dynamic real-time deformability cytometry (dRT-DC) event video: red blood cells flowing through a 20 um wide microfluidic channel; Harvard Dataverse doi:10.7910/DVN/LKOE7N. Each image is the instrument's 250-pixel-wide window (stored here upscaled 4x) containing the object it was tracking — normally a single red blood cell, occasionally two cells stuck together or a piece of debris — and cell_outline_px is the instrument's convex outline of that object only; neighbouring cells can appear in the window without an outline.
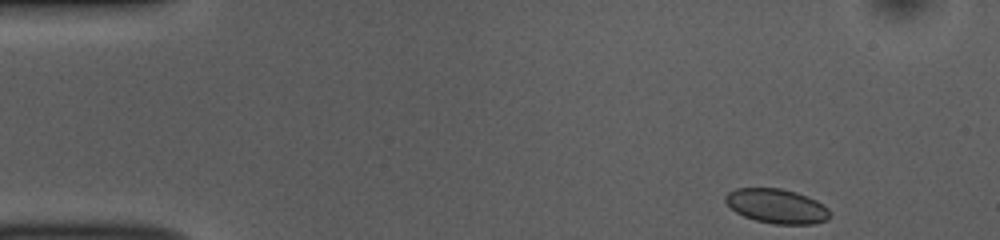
{"species": "common noctule bat (a hibernating species)", "species_latin": "Nyctalus noctula", "temperature_condition": "room temperature", "stored_images_in_passage": 47, "camera_frame_rate_fps": 3000, "um_per_image_px": 0.085, "animal": {"sex": "female", "body_mass_g": 10.0, "forearm_length_mm": 53.1}, "frame": {"image": 1, "passage_image": 1, "time_ms": 0.0, "image_size_px": [1000, 240], "cell_outline_px": [[832, 216], [828, 220], [812, 224], [772, 224], [756, 220], [744, 216], [736, 212], [724, 200], [724, 196], [728, 192], [736, 188], [780, 188], [796, 192], [808, 196], [824, 204], [828, 208]], "centroid_in_image_um": [66.05, 17.52], "position_along_channel_um": 18.9, "area_um2": 21.15}}
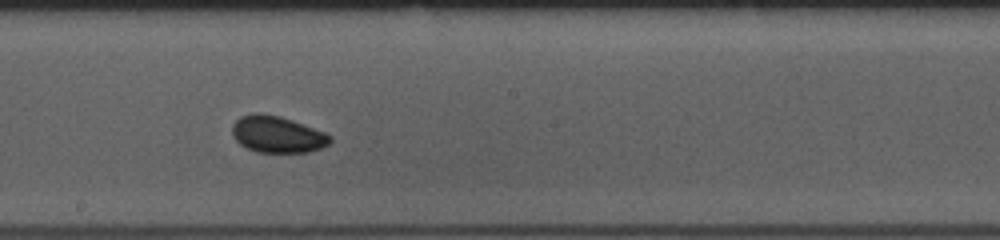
{"frame": {"image": 2, "passage_image": 24, "time_ms": 7.667, "image_size_px": [1000, 240], "cell_outline_px": [[332, 140], [328, 144], [320, 148], [308, 152], [256, 152], [240, 144], [232, 136], [232, 124], [240, 116], [252, 112], [260, 112], [280, 116], [292, 120], [324, 132], [332, 136]], "centroid_in_image_um": [23.54, 11.41], "position_along_channel_um": 224.7, "area_um2": 20.98}}
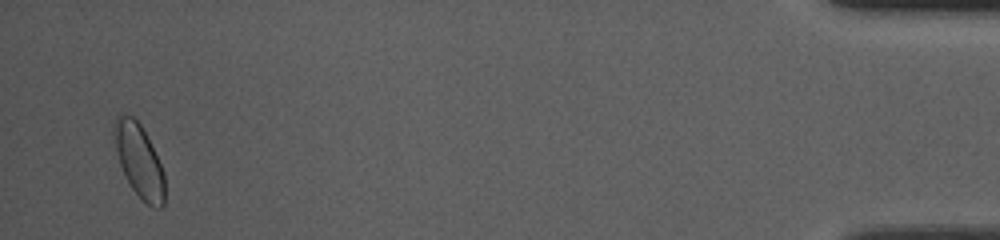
{"frame": {"image": 3, "passage_image": 46, "time_ms": 15.0, "image_size_px": [1000, 240], "cell_outline_px": [[164, 204], [160, 208], [152, 208], [132, 188], [124, 176], [120, 164], [112, 132], [112, 124], [116, 116], [120, 112], [132, 116], [140, 124], [164, 172]], "centroid_in_image_um": [11.78, 13.62], "position_along_channel_um": 423.4, "area_um2": 21.33}, "authors_computed_cell_mechanics": {"area_um2": 20.808, "velocity_mm_per_s": 3.8169, "shape_relaxation_time_tau1_ms": 3.0964, "shape_relaxation_time_tau2_ms": null, "deformation_change_tau1": 0.0261, "deformation_change_tau2": null}}